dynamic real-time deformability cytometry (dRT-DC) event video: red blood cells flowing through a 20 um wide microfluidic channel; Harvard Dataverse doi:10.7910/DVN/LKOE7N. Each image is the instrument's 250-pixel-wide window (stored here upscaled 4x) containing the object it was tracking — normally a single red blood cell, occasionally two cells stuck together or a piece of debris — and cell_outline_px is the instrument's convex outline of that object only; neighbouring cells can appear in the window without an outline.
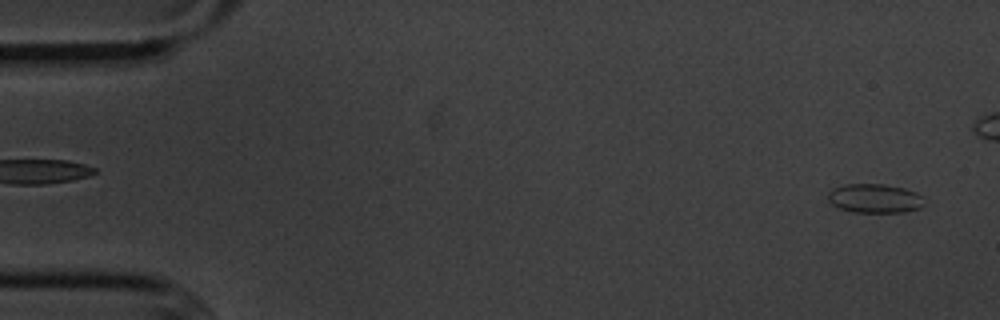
{"species": "common noctule bat (a hibernating species)", "species_latin": "Nyctalus noctula", "temperature_condition": "cold", "stored_images_in_passage": 48, "segment_of_instrument_passage": [1, 2], "camera_frame_rate_fps": 3000, "um_per_image_px": 0.085, "animal": {"sex": "male", "body_mass_g": 20.1, "forearm_length_mm": 53.5}, "frame": {"image": 1, "passage_image": 2, "time_ms": 0.333, "image_size_px": [1000, 320], "cell_outline_px": [[924, 204], [920, 208], [904, 212], [852, 212], [840, 208], [832, 204], [828, 200], [828, 192], [832, 188], [844, 184], [884, 184], [904, 188], [916, 192], [924, 196]], "centroid_in_image_um": [74.36, 16.86], "position_along_channel_um": 10.6, "area_um2": 16.47}}
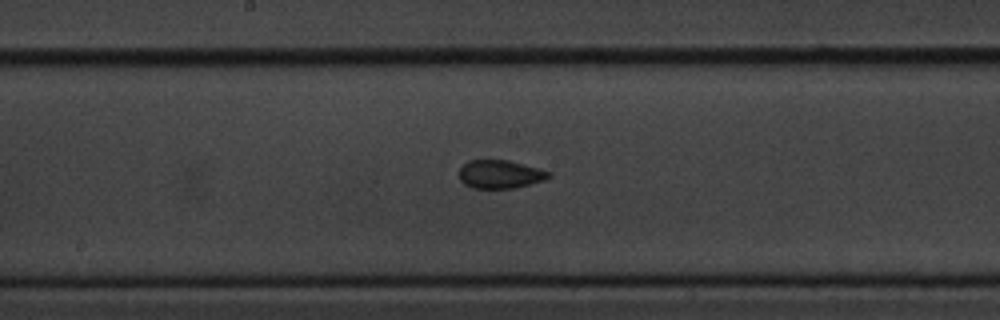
{"frame": {"image": 2, "passage_image": 28, "time_ms": 9.0, "image_size_px": [1000, 320], "cell_outline_px": [[552, 176], [544, 180], [512, 188], [472, 188], [464, 184], [460, 180], [460, 168], [468, 160], [508, 160], [552, 172]], "centroid_in_image_um": [42.5, 14.81], "position_along_channel_um": 205.7, "area_um2": 14.68}}
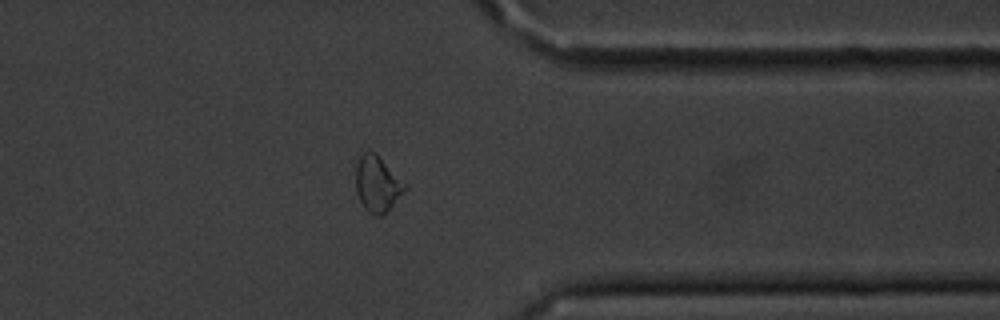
{"frame": {"image": 3, "passage_image": 43, "time_ms": 14.0, "image_size_px": [1000, 320], "cell_outline_px": [[408, 188], [384, 216], [376, 216], [368, 212], [364, 208], [356, 192], [356, 164], [360, 156], [368, 148], [376, 152], [408, 184]], "centroid_in_image_um": [32.11, 15.62], "position_along_channel_um": 379.3, "area_um2": 16.59}}